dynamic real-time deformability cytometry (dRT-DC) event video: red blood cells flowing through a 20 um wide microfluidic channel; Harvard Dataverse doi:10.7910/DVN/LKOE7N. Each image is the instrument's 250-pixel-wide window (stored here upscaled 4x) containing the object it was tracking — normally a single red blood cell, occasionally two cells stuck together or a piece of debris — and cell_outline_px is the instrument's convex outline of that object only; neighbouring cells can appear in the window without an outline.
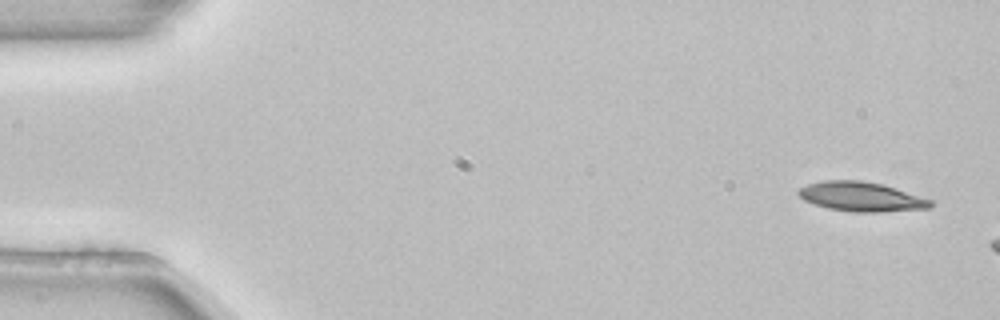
{"species": "common noctule bat (a hibernating species)", "species_latin": "Nyctalus noctula", "temperature_condition": "room temperature", "stored_images_in_passage": 4, "camera_frame_rate_fps": 3000, "um_per_image_px": 0.085, "animal": {"sex": "female", "body_mass_g": 22.7, "forearm_length_mm": 54.2}, "frame": {"image": 1, "passage_image": 1, "time_ms": 0.0, "image_size_px": [1000, 320], "cell_outline_px": [[932, 208], [880, 212], [852, 212], [828, 208], [804, 200], [796, 192], [800, 188], [808, 184], [824, 180], [860, 180], [884, 184], [932, 200]], "centroid_in_image_um": [73.23, 16.71], "position_along_channel_um": 11.8, "area_um2": 22.66}}